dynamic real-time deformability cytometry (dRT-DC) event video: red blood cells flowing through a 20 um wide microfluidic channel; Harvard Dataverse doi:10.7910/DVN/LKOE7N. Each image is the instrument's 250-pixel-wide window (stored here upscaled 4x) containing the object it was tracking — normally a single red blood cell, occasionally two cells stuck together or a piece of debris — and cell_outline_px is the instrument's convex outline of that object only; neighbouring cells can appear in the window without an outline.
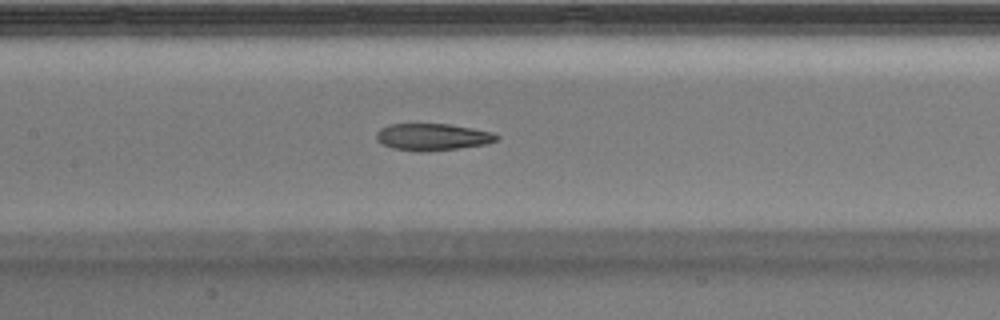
{"species": "Egyptian fruit bat (a non-hibernating species)", "species_latin": "Rousettus aegyptiacus", "temperature_condition": "warm", "stored_images_in_passage": 42, "camera_frame_rate_fps": 3000, "um_per_image_px": 0.085, "animal": {"sex": "male"}, "frame": {"image": 1, "passage_image": 19, "time_ms": 6.0, "image_size_px": [1000, 320], "cell_outline_px": [[500, 136], [496, 140], [484, 144], [460, 148], [420, 152], [416, 152], [392, 148], [376, 140], [376, 132], [380, 128], [388, 124], [448, 124], [472, 128], [492, 132]], "centroid_in_image_um": [36.72, 11.64], "position_along_channel_um": 170.7, "area_um2": 18.84}}